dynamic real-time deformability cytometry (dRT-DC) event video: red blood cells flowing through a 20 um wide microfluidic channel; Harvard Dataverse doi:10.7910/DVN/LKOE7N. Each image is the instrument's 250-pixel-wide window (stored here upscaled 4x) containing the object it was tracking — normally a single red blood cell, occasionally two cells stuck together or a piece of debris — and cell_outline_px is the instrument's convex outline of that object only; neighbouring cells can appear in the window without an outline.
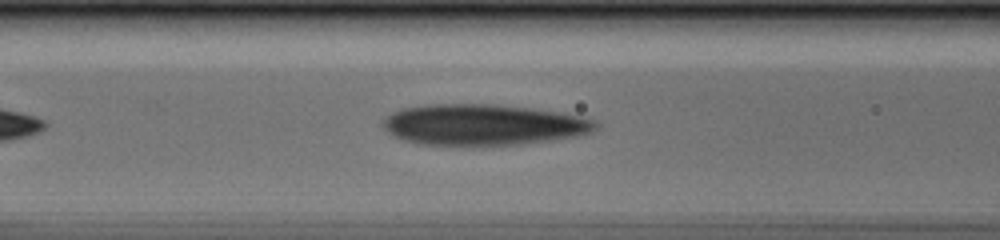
{"species": "human", "species_latin": "Homo sapiens", "temperature_condition": "cold", "stored_images_in_passage": 38, "camera_frame_rate_fps": 3000, "um_per_image_px": 0.085, "donor": {"sex": "male"}, "frame": {"image": 1, "passage_image": 8, "time_ms": 2.333, "image_size_px": [1000, 240], "cell_outline_px": [[600, 124], [592, 132], [576, 136], [552, 140], [516, 144], [420, 144], [404, 140], [388, 132], [380, 124], [380, 120], [384, 116], [400, 108], [428, 104], [488, 104], [528, 108], [556, 112], [580, 116], [596, 120]], "centroid_in_image_um": [41.03, 10.58], "position_along_channel_um": 125.6, "area_um2": 50.46}}
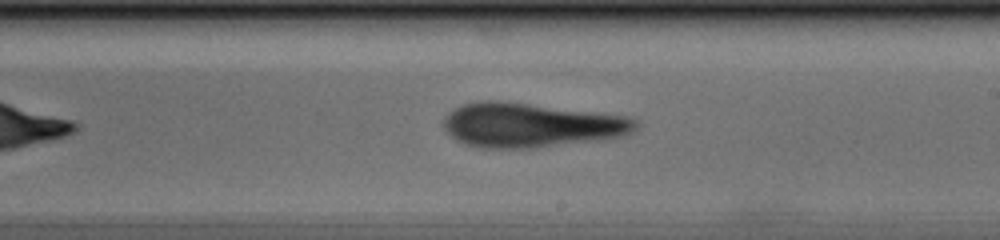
{"frame": {"image": 2, "passage_image": 17, "time_ms": 5.333, "image_size_px": [1000, 240], "cell_outline_px": [[640, 124], [632, 132], [624, 136], [600, 140], [536, 148], [480, 148], [464, 144], [456, 140], [444, 128], [440, 120], [448, 112], [464, 104], [480, 100], [496, 100], [624, 116], [636, 120]], "centroid_in_image_um": [45.07, 10.65], "position_along_channel_um": 243.9, "area_um2": 49.65}}
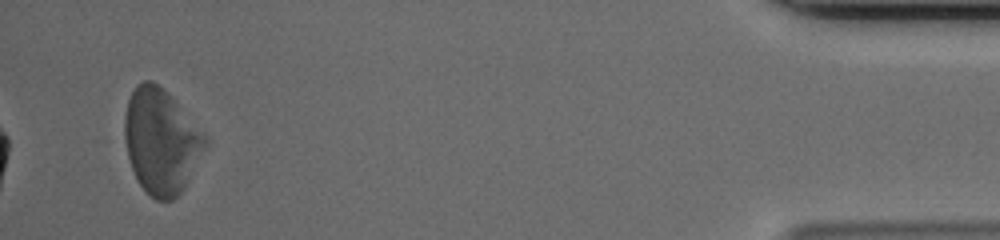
{"frame": {"image": 3, "passage_image": 36, "time_ms": 11.667, "image_size_px": [1000, 240], "cell_outline_px": [[208, 144], [184, 188], [172, 200], [156, 200], [136, 180], [128, 156], [124, 136], [124, 116], [128, 100], [136, 84], [144, 80], [152, 80], [208, 136]], "centroid_in_image_um": [13.68, 12.03], "position_along_channel_um": 421.5, "area_um2": 48.61}}